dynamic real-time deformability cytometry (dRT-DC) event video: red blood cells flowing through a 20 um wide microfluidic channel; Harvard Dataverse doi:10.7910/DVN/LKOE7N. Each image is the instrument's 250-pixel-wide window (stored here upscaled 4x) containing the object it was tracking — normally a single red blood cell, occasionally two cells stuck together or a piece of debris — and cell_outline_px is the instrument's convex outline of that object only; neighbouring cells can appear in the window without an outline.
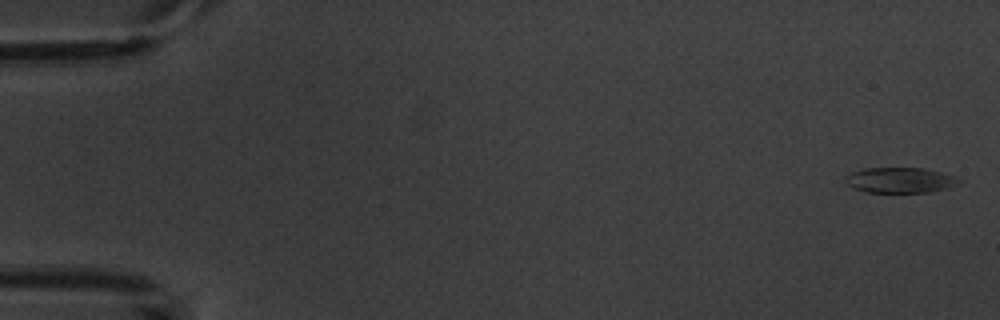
{"species": "common noctule bat (a hibernating species)", "species_latin": "Nyctalus noctula", "temperature_condition": "warm", "stored_images_in_passage": 9, "camera_frame_rate_fps": 3000, "um_per_image_px": 0.085, "animal": {"sex": "male", "body_mass_g": 20.1, "forearm_length_mm": 53.5}, "frame": {"image": 1, "passage_image": 1, "time_ms": 0.0, "image_size_px": [1000, 320], "cell_outline_px": [[960, 184], [928, 192], [864, 192], [852, 188], [844, 184], [844, 176], [852, 172], [864, 168], [924, 168], [940, 172], [952, 176], [960, 180]], "centroid_in_image_um": [76.41, 15.31], "position_along_channel_um": 8.6, "area_um2": 16.82}}
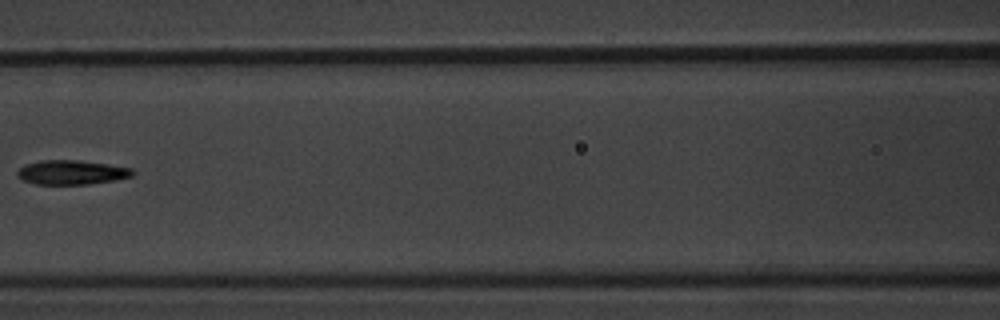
{"frame": {"image": 2, "passage_image": 7, "time_ms": 8.0, "image_size_px": [1000, 320], "cell_outline_px": [[136, 172], [132, 176], [116, 180], [88, 184], [36, 184], [24, 180], [16, 176], [16, 172], [24, 164], [40, 160], [80, 160], [108, 164], [132, 168]], "centroid_in_image_um": [6.09, 14.64], "position_along_channel_um": 160.5, "area_um2": 16.47}}
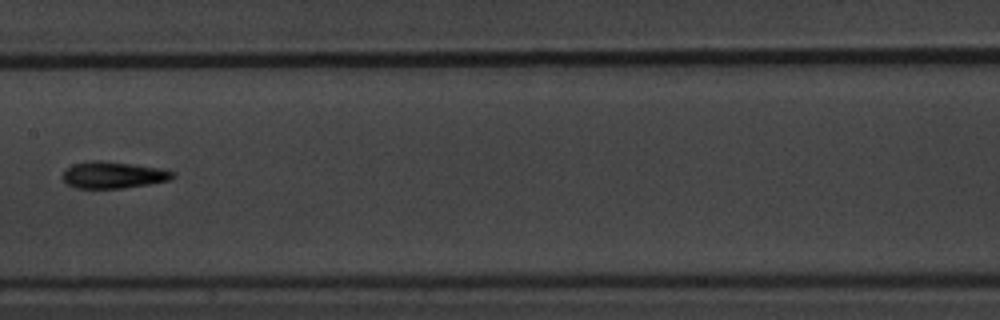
{"frame": {"image": 3, "passage_image": 8, "time_ms": 9.0, "image_size_px": [1000, 320], "cell_outline_px": [[176, 176], [168, 180], [148, 184], [120, 188], [76, 188], [68, 184], [60, 176], [72, 164], [92, 160], [100, 160], [164, 168], [176, 172]], "centroid_in_image_um": [9.64, 14.86], "position_along_channel_um": 197.8, "area_um2": 17.17}}